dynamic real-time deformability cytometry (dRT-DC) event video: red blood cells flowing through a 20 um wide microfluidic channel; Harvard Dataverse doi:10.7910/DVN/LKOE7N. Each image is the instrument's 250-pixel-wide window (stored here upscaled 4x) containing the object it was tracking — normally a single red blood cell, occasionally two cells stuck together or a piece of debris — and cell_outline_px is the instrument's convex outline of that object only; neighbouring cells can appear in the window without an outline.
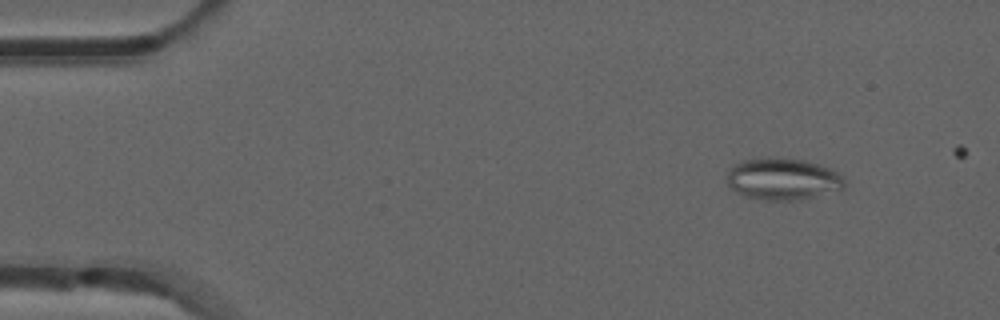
{"species": "common noctule bat (a hibernating species)", "species_latin": "Nyctalus noctula", "temperature_condition": "room temperature", "stored_images_in_passage": 12, "camera_frame_rate_fps": 3000, "um_per_image_px": 0.085, "animal": {"sex": "male", "forearm_length_mm": 52.5}, "frame": {"image": 1, "passage_image": 2, "time_ms": 0.333, "image_size_px": [1000, 320], "cell_outline_px": [[844, 188], [816, 196], [800, 200], [764, 200], [748, 196], [736, 192], [728, 184], [728, 172], [736, 164], [744, 160], [804, 160], [820, 164], [832, 168], [844, 176]], "centroid_in_image_um": [66.61, 15.25], "position_along_channel_um": 18.4, "area_um2": 27.86}}